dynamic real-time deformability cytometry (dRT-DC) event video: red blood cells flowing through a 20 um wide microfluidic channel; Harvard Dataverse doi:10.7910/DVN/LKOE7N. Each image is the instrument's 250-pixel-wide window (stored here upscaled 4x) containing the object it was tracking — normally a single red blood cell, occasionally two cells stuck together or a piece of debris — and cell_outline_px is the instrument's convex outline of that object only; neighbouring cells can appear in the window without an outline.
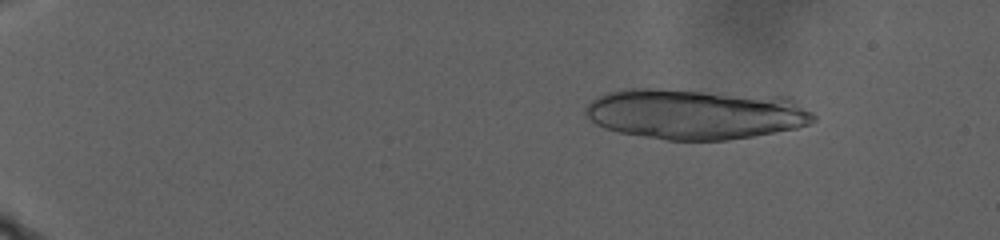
{"species": "human", "species_latin": "Homo sapiens", "temperature_condition": "warm", "stored_images_in_passage": 40, "camera_frame_rate_fps": 3000, "um_per_image_px": 0.085, "donor": {"sex": "male"}, "frame": {"image": 1, "passage_image": 15, "time_ms": 4.667, "image_size_px": [1000, 240], "cell_outline_px": [[816, 120], [808, 124], [796, 128], [752, 136], [728, 140], [664, 140], [620, 132], [604, 128], [596, 124], [584, 112], [584, 108], [596, 96], [620, 88], [660, 88], [792, 96], [812, 112], [816, 116]], "centroid_in_image_um": [59.15, 9.66], "position_along_channel_um": 25.9, "area_um2": 68.09}}